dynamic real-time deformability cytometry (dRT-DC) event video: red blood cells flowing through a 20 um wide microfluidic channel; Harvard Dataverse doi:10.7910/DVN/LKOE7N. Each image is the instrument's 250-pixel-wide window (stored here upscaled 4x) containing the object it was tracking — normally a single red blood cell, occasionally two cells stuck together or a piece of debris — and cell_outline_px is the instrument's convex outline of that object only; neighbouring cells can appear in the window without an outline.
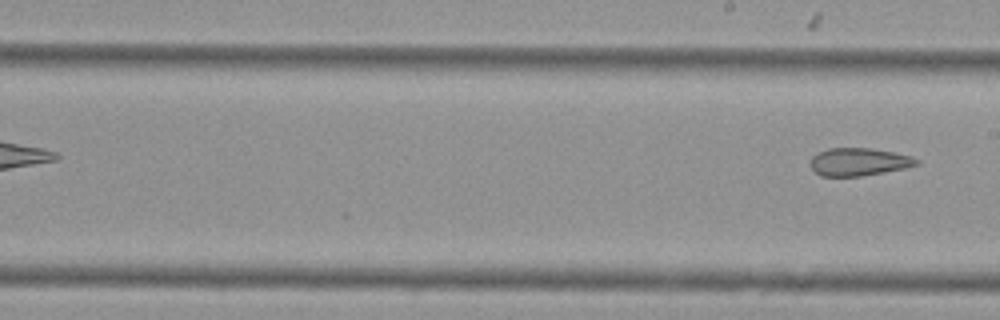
{"species": "Egyptian fruit bat (a non-hibernating species)", "species_latin": "Rousettus aegyptiacus", "temperature_condition": "cold", "stored_images_in_passage": 6, "segment_of_instrument_passage": [2, 2], "camera_frame_rate_fps": 3000, "um_per_image_px": 0.085, "animal": {"sex": "female"}, "frame": {"image": 1, "passage_image": 6, "time_ms": 1.667, "image_size_px": [1000, 320], "cell_outline_px": [[920, 164], [904, 168], [884, 172], [860, 176], [820, 176], [812, 168], [812, 156], [828, 148], [868, 148], [892, 152], [912, 156], [920, 160]], "centroid_in_image_um": [73.03, 13.76], "position_along_channel_um": 216.0, "area_um2": 16.99}}